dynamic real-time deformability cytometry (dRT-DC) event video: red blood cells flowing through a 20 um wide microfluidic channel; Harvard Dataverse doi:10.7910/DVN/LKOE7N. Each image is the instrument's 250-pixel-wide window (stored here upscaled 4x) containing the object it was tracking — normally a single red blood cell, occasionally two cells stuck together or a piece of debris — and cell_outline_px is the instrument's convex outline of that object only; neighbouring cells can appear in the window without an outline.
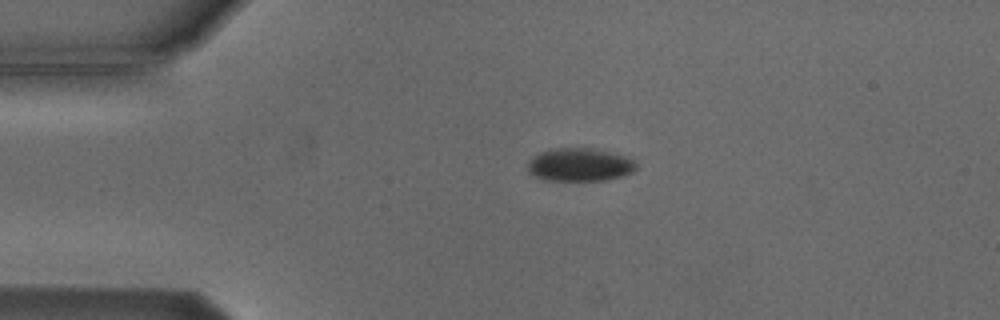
{"species": "Egyptian fruit bat (a non-hibernating species)", "species_latin": "Rousettus aegyptiacus", "temperature_condition": "cold", "stored_images_in_passage": 3, "camera_frame_rate_fps": 3000, "um_per_image_px": 0.085, "animal": {"sex": "male"}, "frame": {"image": 1, "passage_image": 2, "time_ms": 2.0, "image_size_px": [1000, 320], "cell_outline_px": [[636, 168], [632, 172], [624, 176], [604, 180], [544, 180], [528, 172], [528, 164], [540, 152], [556, 148], [592, 148], [612, 152], [624, 156], [632, 160], [636, 164]], "centroid_in_image_um": [49.3, 14.0], "position_along_channel_um": 35.7, "area_um2": 20.69}}